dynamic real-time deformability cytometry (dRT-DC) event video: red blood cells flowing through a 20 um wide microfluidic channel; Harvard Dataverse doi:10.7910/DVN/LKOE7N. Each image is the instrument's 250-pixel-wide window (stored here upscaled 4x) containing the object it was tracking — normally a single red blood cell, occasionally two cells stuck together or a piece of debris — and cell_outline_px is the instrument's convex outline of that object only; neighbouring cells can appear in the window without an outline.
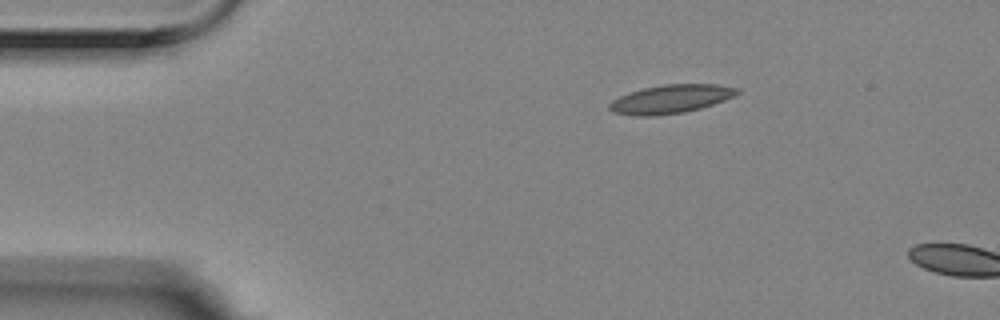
{"species": "Egyptian fruit bat (a non-hibernating species)", "species_latin": "Rousettus aegyptiacus", "temperature_condition": "room temperature", "stored_images_in_passage": 3, "camera_frame_rate_fps": 3000, "um_per_image_px": 0.085, "animal": {"sex": "female"}, "frame": {"image": 1, "passage_image": 3, "time_ms": 0.667, "image_size_px": [1000, 320], "cell_outline_px": [[740, 92], [736, 96], [700, 108], [684, 112], [652, 116], [636, 116], [612, 112], [608, 108], [608, 104], [612, 100], [628, 92], [644, 88], [664, 84], [716, 84], [740, 88]], "centroid_in_image_um": [57.01, 8.41], "position_along_channel_um": 28.0, "area_um2": 21.33}}